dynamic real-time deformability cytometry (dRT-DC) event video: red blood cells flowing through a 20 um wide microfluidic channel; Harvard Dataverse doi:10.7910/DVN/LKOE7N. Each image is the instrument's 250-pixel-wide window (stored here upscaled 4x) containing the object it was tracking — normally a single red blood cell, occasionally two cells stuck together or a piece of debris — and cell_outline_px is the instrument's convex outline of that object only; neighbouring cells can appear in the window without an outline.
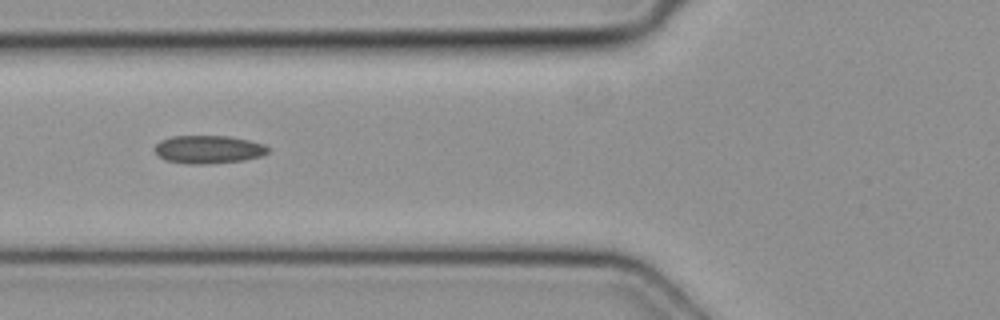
{"species": "common noctule bat (a hibernating species)", "species_latin": "Nyctalus noctula", "temperature_condition": "cold", "stored_images_in_passage": 2, "camera_frame_rate_fps": 3000, "um_per_image_px": 0.085, "animal": {"sex": "female", "body_mass_g": 19.3, "forearm_length_mm": 54.1}, "frame": {"image": 1, "passage_image": 2, "time_ms": 0.333, "image_size_px": [1000, 320], "cell_outline_px": [[268, 152], [260, 156], [244, 160], [208, 164], [188, 164], [164, 160], [156, 156], [152, 148], [160, 140], [172, 136], [228, 136], [248, 140], [264, 144], [268, 148]], "centroid_in_image_um": [17.64, 12.71], "position_along_channel_um": 108.2, "area_um2": 18.73}}